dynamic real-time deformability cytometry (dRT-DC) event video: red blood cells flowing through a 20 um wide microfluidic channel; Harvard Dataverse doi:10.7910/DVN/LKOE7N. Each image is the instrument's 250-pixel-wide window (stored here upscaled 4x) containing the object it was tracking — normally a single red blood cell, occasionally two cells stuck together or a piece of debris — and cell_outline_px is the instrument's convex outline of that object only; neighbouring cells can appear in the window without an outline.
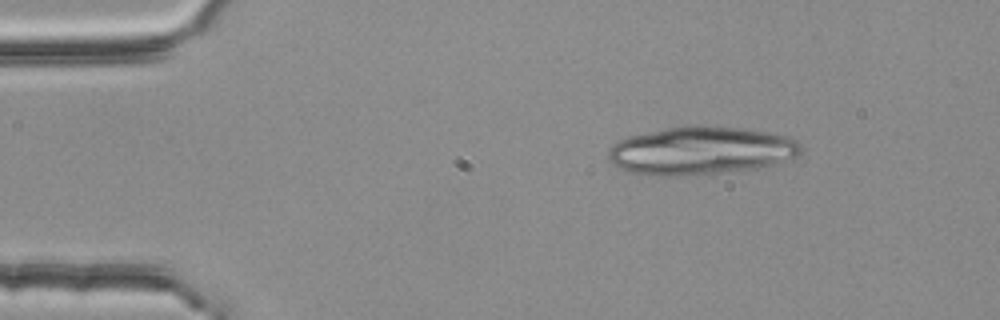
{"species": "common noctule bat (a hibernating species)", "species_latin": "Nyctalus noctula", "temperature_condition": "room temperature", "stored_images_in_passage": 3, "camera_frame_rate_fps": 3000, "um_per_image_px": 0.085, "animal": {"sex": "female", "body_mass_g": 25.1}, "frame": {"image": 1, "passage_image": 1, "time_ms": 0.0, "image_size_px": [1000, 320], "cell_outline_px": [[804, 148], [800, 156], [756, 168], [676, 176], [660, 176], [628, 172], [612, 164], [608, 160], [608, 152], [612, 144], [628, 136], [684, 124], [700, 124], [740, 128], [768, 132], [792, 136]], "centroid_in_image_um": [59.57, 12.77], "position_along_channel_um": 25.4, "area_um2": 54.33}}